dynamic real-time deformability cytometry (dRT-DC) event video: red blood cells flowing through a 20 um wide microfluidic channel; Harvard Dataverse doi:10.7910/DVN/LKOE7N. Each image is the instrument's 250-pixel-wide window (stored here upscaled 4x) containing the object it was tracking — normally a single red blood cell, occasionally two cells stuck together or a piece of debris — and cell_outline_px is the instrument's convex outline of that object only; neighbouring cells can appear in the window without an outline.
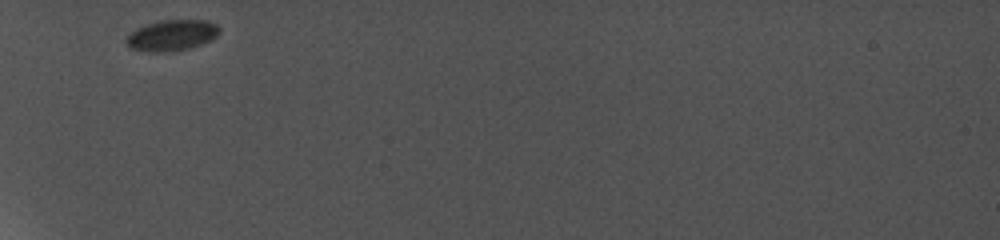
{"species": "common noctule bat (a hibernating species)", "species_latin": "Nyctalus noctula", "temperature_condition": "cold", "stored_images_in_passage": 2, "camera_frame_rate_fps": 5000, "um_per_image_px": 0.085, "animal": {"sex": "female", "body_mass_g": 19.0, "forearm_length_mm": 56.7}, "frame": {"image": 1, "passage_image": 1, "time_ms": 0.0, "image_size_px": [1000, 240], "cell_outline_px": [[220, 32], [216, 36], [200, 44], [188, 48], [164, 52], [152, 52], [128, 48], [124, 40], [128, 32], [144, 24], [160, 20], [208, 20], [216, 24], [220, 28]], "centroid_in_image_um": [14.53, 2.98], "position_along_channel_um": 70.5, "area_um2": 16.94}}